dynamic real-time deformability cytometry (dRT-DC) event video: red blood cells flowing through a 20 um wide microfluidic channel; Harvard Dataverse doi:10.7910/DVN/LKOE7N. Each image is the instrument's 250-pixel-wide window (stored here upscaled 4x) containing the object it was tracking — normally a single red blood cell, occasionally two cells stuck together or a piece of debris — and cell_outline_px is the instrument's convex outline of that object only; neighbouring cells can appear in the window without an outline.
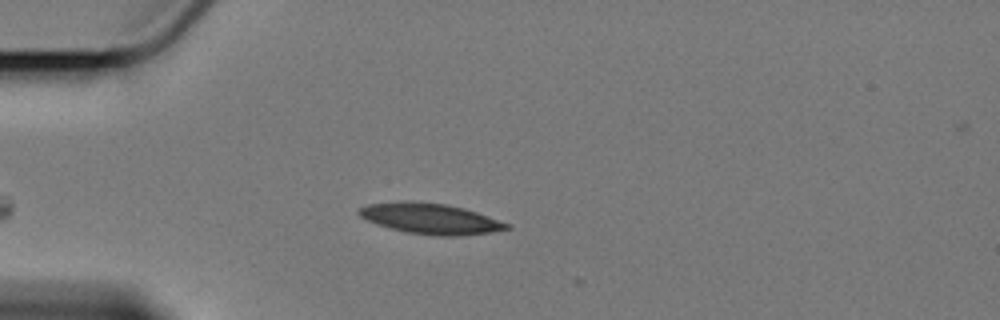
{"species": "Egyptian fruit bat (a non-hibernating species)", "species_latin": "Rousettus aegyptiacus", "temperature_condition": "cold", "stored_images_in_passage": 6, "camera_frame_rate_fps": 3000, "um_per_image_px": 0.085, "animal": {"sex": "female"}, "frame": {"image": 1, "passage_image": 3, "time_ms": 0.667, "image_size_px": [1000, 320], "cell_outline_px": [[512, 228], [488, 232], [460, 236], [432, 236], [408, 232], [376, 224], [360, 216], [356, 212], [360, 208], [368, 204], [404, 200], [412, 200], [444, 204], [464, 208], [512, 224]], "centroid_in_image_um": [36.59, 18.58], "position_along_channel_um": 48.4, "area_um2": 26.41}}